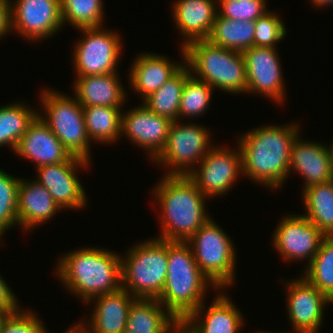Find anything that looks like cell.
Listing matches in <instances>:
<instances>
[{
  "instance_id": "cell-6",
  "label": "cell",
  "mask_w": 333,
  "mask_h": 333,
  "mask_svg": "<svg viewBox=\"0 0 333 333\" xmlns=\"http://www.w3.org/2000/svg\"><path fill=\"white\" fill-rule=\"evenodd\" d=\"M168 271V241L138 243L121 256V285L135 298H158Z\"/></svg>"
},
{
  "instance_id": "cell-30",
  "label": "cell",
  "mask_w": 333,
  "mask_h": 333,
  "mask_svg": "<svg viewBox=\"0 0 333 333\" xmlns=\"http://www.w3.org/2000/svg\"><path fill=\"white\" fill-rule=\"evenodd\" d=\"M122 106H83L85 127L92 141L115 142L121 136Z\"/></svg>"
},
{
  "instance_id": "cell-19",
  "label": "cell",
  "mask_w": 333,
  "mask_h": 333,
  "mask_svg": "<svg viewBox=\"0 0 333 333\" xmlns=\"http://www.w3.org/2000/svg\"><path fill=\"white\" fill-rule=\"evenodd\" d=\"M14 152L20 157L32 160L36 164L35 168L70 161L74 157L39 114L29 124Z\"/></svg>"
},
{
  "instance_id": "cell-42",
  "label": "cell",
  "mask_w": 333,
  "mask_h": 333,
  "mask_svg": "<svg viewBox=\"0 0 333 333\" xmlns=\"http://www.w3.org/2000/svg\"><path fill=\"white\" fill-rule=\"evenodd\" d=\"M64 333H83V332L82 329L79 327V325L76 323L72 328L69 327V329Z\"/></svg>"
},
{
  "instance_id": "cell-38",
  "label": "cell",
  "mask_w": 333,
  "mask_h": 333,
  "mask_svg": "<svg viewBox=\"0 0 333 333\" xmlns=\"http://www.w3.org/2000/svg\"><path fill=\"white\" fill-rule=\"evenodd\" d=\"M43 324L35 313L21 309L5 320L1 333H47Z\"/></svg>"
},
{
  "instance_id": "cell-32",
  "label": "cell",
  "mask_w": 333,
  "mask_h": 333,
  "mask_svg": "<svg viewBox=\"0 0 333 333\" xmlns=\"http://www.w3.org/2000/svg\"><path fill=\"white\" fill-rule=\"evenodd\" d=\"M303 273L312 285L333 302V235H326Z\"/></svg>"
},
{
  "instance_id": "cell-8",
  "label": "cell",
  "mask_w": 333,
  "mask_h": 333,
  "mask_svg": "<svg viewBox=\"0 0 333 333\" xmlns=\"http://www.w3.org/2000/svg\"><path fill=\"white\" fill-rule=\"evenodd\" d=\"M210 218L186 243L190 246L201 272L220 290L235 279L236 252L233 241Z\"/></svg>"
},
{
  "instance_id": "cell-11",
  "label": "cell",
  "mask_w": 333,
  "mask_h": 333,
  "mask_svg": "<svg viewBox=\"0 0 333 333\" xmlns=\"http://www.w3.org/2000/svg\"><path fill=\"white\" fill-rule=\"evenodd\" d=\"M196 167L188 176L207 198L226 194L237 176L243 175L240 147L229 150L213 146Z\"/></svg>"
},
{
  "instance_id": "cell-40",
  "label": "cell",
  "mask_w": 333,
  "mask_h": 333,
  "mask_svg": "<svg viewBox=\"0 0 333 333\" xmlns=\"http://www.w3.org/2000/svg\"><path fill=\"white\" fill-rule=\"evenodd\" d=\"M10 2V0H0V39L11 32Z\"/></svg>"
},
{
  "instance_id": "cell-35",
  "label": "cell",
  "mask_w": 333,
  "mask_h": 333,
  "mask_svg": "<svg viewBox=\"0 0 333 333\" xmlns=\"http://www.w3.org/2000/svg\"><path fill=\"white\" fill-rule=\"evenodd\" d=\"M20 180L0 169V240L6 230L19 225L17 204Z\"/></svg>"
},
{
  "instance_id": "cell-43",
  "label": "cell",
  "mask_w": 333,
  "mask_h": 333,
  "mask_svg": "<svg viewBox=\"0 0 333 333\" xmlns=\"http://www.w3.org/2000/svg\"><path fill=\"white\" fill-rule=\"evenodd\" d=\"M10 315H11V314L0 312V333H1V329H2V326H3L4 322H5V320H6Z\"/></svg>"
},
{
  "instance_id": "cell-25",
  "label": "cell",
  "mask_w": 333,
  "mask_h": 333,
  "mask_svg": "<svg viewBox=\"0 0 333 333\" xmlns=\"http://www.w3.org/2000/svg\"><path fill=\"white\" fill-rule=\"evenodd\" d=\"M164 308L157 298H135L124 333H178L181 323Z\"/></svg>"
},
{
  "instance_id": "cell-36",
  "label": "cell",
  "mask_w": 333,
  "mask_h": 333,
  "mask_svg": "<svg viewBox=\"0 0 333 333\" xmlns=\"http://www.w3.org/2000/svg\"><path fill=\"white\" fill-rule=\"evenodd\" d=\"M278 16L268 11L255 20L254 46L277 48L276 43L287 34L285 25Z\"/></svg>"
},
{
  "instance_id": "cell-37",
  "label": "cell",
  "mask_w": 333,
  "mask_h": 333,
  "mask_svg": "<svg viewBox=\"0 0 333 333\" xmlns=\"http://www.w3.org/2000/svg\"><path fill=\"white\" fill-rule=\"evenodd\" d=\"M266 0H217L218 14L234 20L255 21L269 10Z\"/></svg>"
},
{
  "instance_id": "cell-41",
  "label": "cell",
  "mask_w": 333,
  "mask_h": 333,
  "mask_svg": "<svg viewBox=\"0 0 333 333\" xmlns=\"http://www.w3.org/2000/svg\"><path fill=\"white\" fill-rule=\"evenodd\" d=\"M310 2H313V5L316 6L317 9L318 7L321 8L333 4V0H311Z\"/></svg>"
},
{
  "instance_id": "cell-28",
  "label": "cell",
  "mask_w": 333,
  "mask_h": 333,
  "mask_svg": "<svg viewBox=\"0 0 333 333\" xmlns=\"http://www.w3.org/2000/svg\"><path fill=\"white\" fill-rule=\"evenodd\" d=\"M191 75L185 64L173 77L167 80L157 91L143 100V104L152 112L173 121L179 120V105L186 79Z\"/></svg>"
},
{
  "instance_id": "cell-45",
  "label": "cell",
  "mask_w": 333,
  "mask_h": 333,
  "mask_svg": "<svg viewBox=\"0 0 333 333\" xmlns=\"http://www.w3.org/2000/svg\"><path fill=\"white\" fill-rule=\"evenodd\" d=\"M333 142V141H332ZM331 153H332V160H333V143L330 145Z\"/></svg>"
},
{
  "instance_id": "cell-27",
  "label": "cell",
  "mask_w": 333,
  "mask_h": 333,
  "mask_svg": "<svg viewBox=\"0 0 333 333\" xmlns=\"http://www.w3.org/2000/svg\"><path fill=\"white\" fill-rule=\"evenodd\" d=\"M255 21L234 20L218 13L208 41L216 46L243 52L254 46Z\"/></svg>"
},
{
  "instance_id": "cell-15",
  "label": "cell",
  "mask_w": 333,
  "mask_h": 333,
  "mask_svg": "<svg viewBox=\"0 0 333 333\" xmlns=\"http://www.w3.org/2000/svg\"><path fill=\"white\" fill-rule=\"evenodd\" d=\"M89 163L83 158L74 156L70 161L40 166L37 168L39 176L36 181L49 191L62 210L82 209L86 207L87 197L77 173L79 166L88 168Z\"/></svg>"
},
{
  "instance_id": "cell-33",
  "label": "cell",
  "mask_w": 333,
  "mask_h": 333,
  "mask_svg": "<svg viewBox=\"0 0 333 333\" xmlns=\"http://www.w3.org/2000/svg\"><path fill=\"white\" fill-rule=\"evenodd\" d=\"M63 25L66 21L78 29L103 24V0H60Z\"/></svg>"
},
{
  "instance_id": "cell-12",
  "label": "cell",
  "mask_w": 333,
  "mask_h": 333,
  "mask_svg": "<svg viewBox=\"0 0 333 333\" xmlns=\"http://www.w3.org/2000/svg\"><path fill=\"white\" fill-rule=\"evenodd\" d=\"M15 1V2H14ZM11 0V30L28 40L53 36L63 26L60 0Z\"/></svg>"
},
{
  "instance_id": "cell-34",
  "label": "cell",
  "mask_w": 333,
  "mask_h": 333,
  "mask_svg": "<svg viewBox=\"0 0 333 333\" xmlns=\"http://www.w3.org/2000/svg\"><path fill=\"white\" fill-rule=\"evenodd\" d=\"M214 89L192 74L186 79L179 105V121L186 117L201 116L208 110ZM184 116V117H183ZM183 117V118H181Z\"/></svg>"
},
{
  "instance_id": "cell-18",
  "label": "cell",
  "mask_w": 333,
  "mask_h": 333,
  "mask_svg": "<svg viewBox=\"0 0 333 333\" xmlns=\"http://www.w3.org/2000/svg\"><path fill=\"white\" fill-rule=\"evenodd\" d=\"M205 309L202 303L181 322L180 330L183 333H238L245 322L240 309L225 293L218 294Z\"/></svg>"
},
{
  "instance_id": "cell-23",
  "label": "cell",
  "mask_w": 333,
  "mask_h": 333,
  "mask_svg": "<svg viewBox=\"0 0 333 333\" xmlns=\"http://www.w3.org/2000/svg\"><path fill=\"white\" fill-rule=\"evenodd\" d=\"M137 57L130 67L129 83L142 100L157 91L185 65V62L173 63L168 57L151 52L141 53Z\"/></svg>"
},
{
  "instance_id": "cell-29",
  "label": "cell",
  "mask_w": 333,
  "mask_h": 333,
  "mask_svg": "<svg viewBox=\"0 0 333 333\" xmlns=\"http://www.w3.org/2000/svg\"><path fill=\"white\" fill-rule=\"evenodd\" d=\"M302 196L304 216L325 235H333V180L303 189Z\"/></svg>"
},
{
  "instance_id": "cell-44",
  "label": "cell",
  "mask_w": 333,
  "mask_h": 333,
  "mask_svg": "<svg viewBox=\"0 0 333 333\" xmlns=\"http://www.w3.org/2000/svg\"><path fill=\"white\" fill-rule=\"evenodd\" d=\"M258 333H275V332H272V331H271V332H270V331H269V332H268V331H260V332H258ZM276 333H279V332H276ZM284 333H285V332H284ZM286 333H289V332H286Z\"/></svg>"
},
{
  "instance_id": "cell-21",
  "label": "cell",
  "mask_w": 333,
  "mask_h": 333,
  "mask_svg": "<svg viewBox=\"0 0 333 333\" xmlns=\"http://www.w3.org/2000/svg\"><path fill=\"white\" fill-rule=\"evenodd\" d=\"M134 299L135 297L122 287L115 292L94 297L90 300L91 303H95L89 320L91 323L88 321L87 327L86 321L83 324L81 320L78 325L83 333H124L128 312Z\"/></svg>"
},
{
  "instance_id": "cell-13",
  "label": "cell",
  "mask_w": 333,
  "mask_h": 333,
  "mask_svg": "<svg viewBox=\"0 0 333 333\" xmlns=\"http://www.w3.org/2000/svg\"><path fill=\"white\" fill-rule=\"evenodd\" d=\"M274 249L288 262L307 259L311 263L326 236L302 215H286L275 228Z\"/></svg>"
},
{
  "instance_id": "cell-5",
  "label": "cell",
  "mask_w": 333,
  "mask_h": 333,
  "mask_svg": "<svg viewBox=\"0 0 333 333\" xmlns=\"http://www.w3.org/2000/svg\"><path fill=\"white\" fill-rule=\"evenodd\" d=\"M182 60L191 74L213 89L228 93H247V76L242 52L196 40L181 48ZM197 76V77H196Z\"/></svg>"
},
{
  "instance_id": "cell-39",
  "label": "cell",
  "mask_w": 333,
  "mask_h": 333,
  "mask_svg": "<svg viewBox=\"0 0 333 333\" xmlns=\"http://www.w3.org/2000/svg\"><path fill=\"white\" fill-rule=\"evenodd\" d=\"M18 303L11 288L0 276V312L13 315L21 310Z\"/></svg>"
},
{
  "instance_id": "cell-3",
  "label": "cell",
  "mask_w": 333,
  "mask_h": 333,
  "mask_svg": "<svg viewBox=\"0 0 333 333\" xmlns=\"http://www.w3.org/2000/svg\"><path fill=\"white\" fill-rule=\"evenodd\" d=\"M56 275L69 292L84 303L115 292L121 285V256L113 251L85 247L63 254ZM58 273V274H57Z\"/></svg>"
},
{
  "instance_id": "cell-9",
  "label": "cell",
  "mask_w": 333,
  "mask_h": 333,
  "mask_svg": "<svg viewBox=\"0 0 333 333\" xmlns=\"http://www.w3.org/2000/svg\"><path fill=\"white\" fill-rule=\"evenodd\" d=\"M191 123L173 121L165 147L154 159L156 164L168 166L167 175H189L213 146L209 129Z\"/></svg>"
},
{
  "instance_id": "cell-7",
  "label": "cell",
  "mask_w": 333,
  "mask_h": 333,
  "mask_svg": "<svg viewBox=\"0 0 333 333\" xmlns=\"http://www.w3.org/2000/svg\"><path fill=\"white\" fill-rule=\"evenodd\" d=\"M41 94V104L46 113L40 117L47 123L54 135L71 155L90 162V138L83 114V106L72 96L53 89H45Z\"/></svg>"
},
{
  "instance_id": "cell-31",
  "label": "cell",
  "mask_w": 333,
  "mask_h": 333,
  "mask_svg": "<svg viewBox=\"0 0 333 333\" xmlns=\"http://www.w3.org/2000/svg\"><path fill=\"white\" fill-rule=\"evenodd\" d=\"M39 114L38 110L21 103L0 107V146L8 145L15 150L20 138L26 133L29 124Z\"/></svg>"
},
{
  "instance_id": "cell-2",
  "label": "cell",
  "mask_w": 333,
  "mask_h": 333,
  "mask_svg": "<svg viewBox=\"0 0 333 333\" xmlns=\"http://www.w3.org/2000/svg\"><path fill=\"white\" fill-rule=\"evenodd\" d=\"M153 188L161 213V234L170 242H187L210 218L205 212L208 199L188 175H164Z\"/></svg>"
},
{
  "instance_id": "cell-1",
  "label": "cell",
  "mask_w": 333,
  "mask_h": 333,
  "mask_svg": "<svg viewBox=\"0 0 333 333\" xmlns=\"http://www.w3.org/2000/svg\"><path fill=\"white\" fill-rule=\"evenodd\" d=\"M298 124L269 125L241 134L243 175L270 189L280 188L289 174L291 146L300 133Z\"/></svg>"
},
{
  "instance_id": "cell-10",
  "label": "cell",
  "mask_w": 333,
  "mask_h": 333,
  "mask_svg": "<svg viewBox=\"0 0 333 333\" xmlns=\"http://www.w3.org/2000/svg\"><path fill=\"white\" fill-rule=\"evenodd\" d=\"M79 31L84 37L75 44L72 55L76 76L116 73L122 54L121 36L103 26L82 28Z\"/></svg>"
},
{
  "instance_id": "cell-4",
  "label": "cell",
  "mask_w": 333,
  "mask_h": 333,
  "mask_svg": "<svg viewBox=\"0 0 333 333\" xmlns=\"http://www.w3.org/2000/svg\"><path fill=\"white\" fill-rule=\"evenodd\" d=\"M209 284L217 289L201 272L190 246L168 241V271L157 300L181 323L205 303Z\"/></svg>"
},
{
  "instance_id": "cell-20",
  "label": "cell",
  "mask_w": 333,
  "mask_h": 333,
  "mask_svg": "<svg viewBox=\"0 0 333 333\" xmlns=\"http://www.w3.org/2000/svg\"><path fill=\"white\" fill-rule=\"evenodd\" d=\"M299 136L291 146L289 173L294 169L305 178L302 189L333 180L331 148L316 141H303ZM302 140V141H301Z\"/></svg>"
},
{
  "instance_id": "cell-17",
  "label": "cell",
  "mask_w": 333,
  "mask_h": 333,
  "mask_svg": "<svg viewBox=\"0 0 333 333\" xmlns=\"http://www.w3.org/2000/svg\"><path fill=\"white\" fill-rule=\"evenodd\" d=\"M172 121L150 111L144 104L121 116V136L146 149L154 160L165 147Z\"/></svg>"
},
{
  "instance_id": "cell-22",
  "label": "cell",
  "mask_w": 333,
  "mask_h": 333,
  "mask_svg": "<svg viewBox=\"0 0 333 333\" xmlns=\"http://www.w3.org/2000/svg\"><path fill=\"white\" fill-rule=\"evenodd\" d=\"M216 3L217 0H177L173 3L174 23L185 38L181 48L196 40L208 39L218 13Z\"/></svg>"
},
{
  "instance_id": "cell-24",
  "label": "cell",
  "mask_w": 333,
  "mask_h": 333,
  "mask_svg": "<svg viewBox=\"0 0 333 333\" xmlns=\"http://www.w3.org/2000/svg\"><path fill=\"white\" fill-rule=\"evenodd\" d=\"M60 210L62 209L43 185L36 180H20L17 215L19 226L24 230H33L34 227L53 218Z\"/></svg>"
},
{
  "instance_id": "cell-14",
  "label": "cell",
  "mask_w": 333,
  "mask_h": 333,
  "mask_svg": "<svg viewBox=\"0 0 333 333\" xmlns=\"http://www.w3.org/2000/svg\"><path fill=\"white\" fill-rule=\"evenodd\" d=\"M242 55L246 68L247 92L262 94L282 104L286 92L277 49L252 46L243 51Z\"/></svg>"
},
{
  "instance_id": "cell-26",
  "label": "cell",
  "mask_w": 333,
  "mask_h": 333,
  "mask_svg": "<svg viewBox=\"0 0 333 333\" xmlns=\"http://www.w3.org/2000/svg\"><path fill=\"white\" fill-rule=\"evenodd\" d=\"M74 94L82 106H123L126 91L117 73L77 76L74 79Z\"/></svg>"
},
{
  "instance_id": "cell-16",
  "label": "cell",
  "mask_w": 333,
  "mask_h": 333,
  "mask_svg": "<svg viewBox=\"0 0 333 333\" xmlns=\"http://www.w3.org/2000/svg\"><path fill=\"white\" fill-rule=\"evenodd\" d=\"M287 284V310L293 331L318 333L324 307L333 302L303 276Z\"/></svg>"
}]
</instances>
